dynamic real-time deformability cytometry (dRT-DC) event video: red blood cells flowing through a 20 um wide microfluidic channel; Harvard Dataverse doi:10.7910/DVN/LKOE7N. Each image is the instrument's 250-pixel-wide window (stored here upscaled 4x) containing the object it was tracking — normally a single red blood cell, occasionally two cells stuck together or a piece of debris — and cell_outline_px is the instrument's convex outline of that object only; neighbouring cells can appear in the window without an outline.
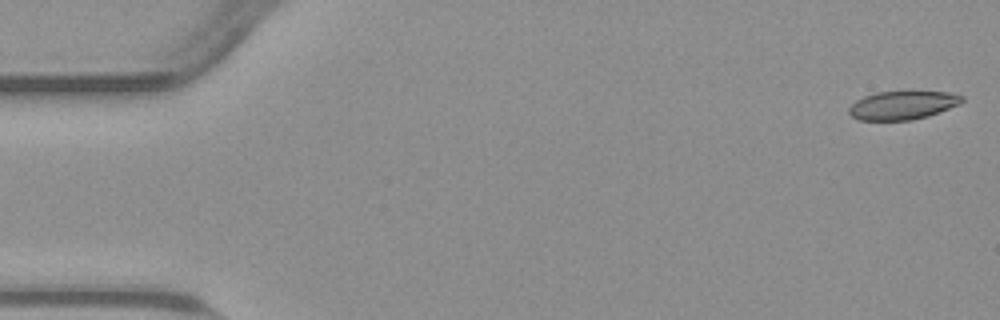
{"species": "common noctule bat (a hibernating species)", "species_latin": "Nyctalus noctula", "temperature_condition": "warm", "stored_images_in_passage": 54, "camera_frame_rate_fps": 3000, "um_per_image_px": 0.085, "animal": {"sex": "male", "body_mass_g": 23.1, "forearm_length_mm": 52.7}, "frame": {"image": 1, "passage_image": 1, "time_ms": 0.0, "image_size_px": [1000, 320], "cell_outline_px": [[964, 100], [960, 104], [928, 116], [912, 120], [860, 120], [852, 116], [848, 112], [848, 108], [856, 100], [864, 96], [876, 92], [948, 92], [964, 96]], "centroid_in_image_um": [76.72, 8.95], "position_along_channel_um": 8.3, "area_um2": 18.67}}
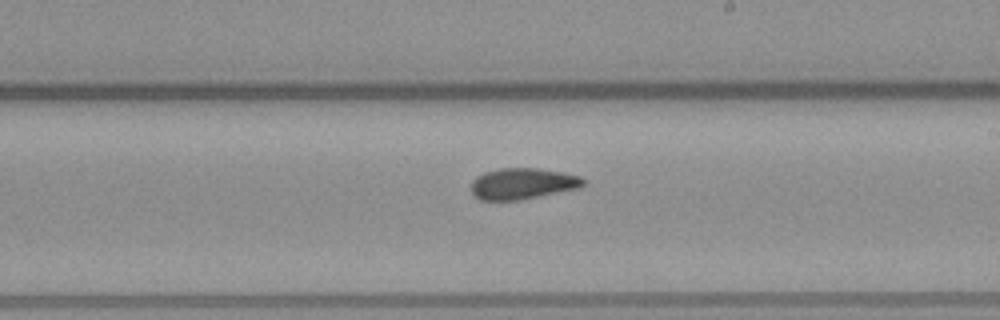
{"frame": {"image": 2, "passage_image": 31, "time_ms": 10.0, "image_size_px": [1000, 320], "cell_outline_px": [[584, 184], [580, 188], [520, 200], [480, 200], [472, 196], [472, 180], [476, 176], [484, 172], [500, 168], [536, 168], [564, 172], [580, 176], [584, 180]], "centroid_in_image_um": [44.4, 15.61], "position_along_channel_um": 244.6, "area_um2": 20.52}}
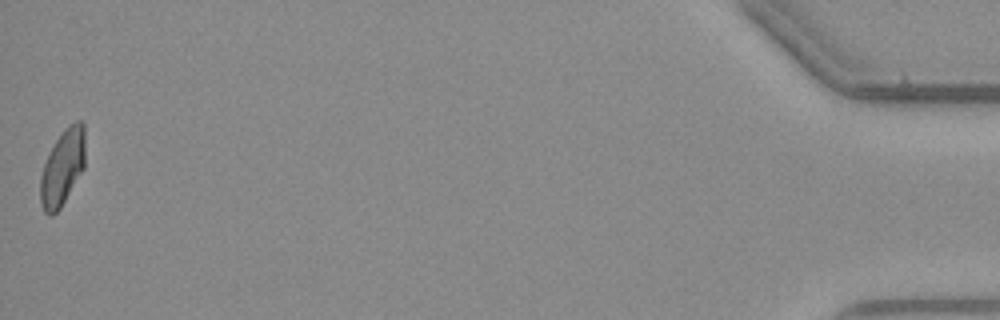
{"frame": {"image": 3, "passage_image": 54, "time_ms": 17.667, "image_size_px": [1000, 320], "cell_outline_px": [[84, 168], [60, 208], [52, 216], [48, 216], [44, 212], [40, 200], [40, 176], [44, 164], [56, 140], [64, 128], [68, 124], [76, 120], [80, 120], [84, 124]], "centroid_in_image_um": [5.31, 14.23], "position_along_channel_um": 429.9, "area_um2": 19.71}, "authors_computed_cell_mechanics": {"area_um2": 20.4612, "velocity_mm_per_s": 3.7956, "shape_relaxation_time_tau1_ms": null, "shape_relaxation_time_tau2_ms": 3.6526, "deformation_change_tau1": null, "deformation_change_tau2": 0.0805}}